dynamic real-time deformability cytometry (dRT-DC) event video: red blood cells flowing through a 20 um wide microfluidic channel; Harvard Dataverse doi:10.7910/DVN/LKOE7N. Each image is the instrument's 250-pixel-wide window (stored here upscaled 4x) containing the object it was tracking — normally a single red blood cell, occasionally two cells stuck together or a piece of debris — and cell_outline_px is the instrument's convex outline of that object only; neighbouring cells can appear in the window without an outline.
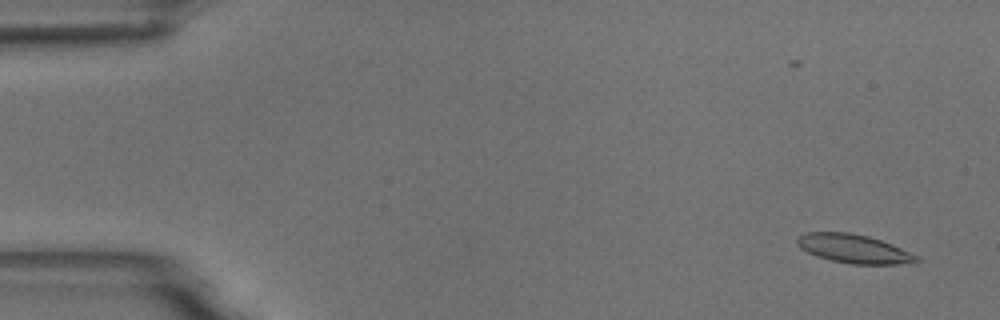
{"species": "common noctule bat (a hibernating species)", "species_latin": "Nyctalus noctula", "temperature_condition": "room temperature", "stored_images_in_passage": 8, "camera_frame_rate_fps": 3000, "um_per_image_px": 0.085, "animal": {"sex": "male", "body_mass_g": 18.8}, "frame": {"image": 1, "passage_image": 1, "time_ms": 0.0, "image_size_px": [1000, 320], "cell_outline_px": [[920, 264], [848, 264], [816, 256], [800, 248], [796, 244], [796, 240], [800, 236], [808, 232], [848, 232], [868, 236], [892, 244], [920, 256]], "centroid_in_image_um": [72.65, 21.16], "position_along_channel_um": 12.4, "area_um2": 20.23}}
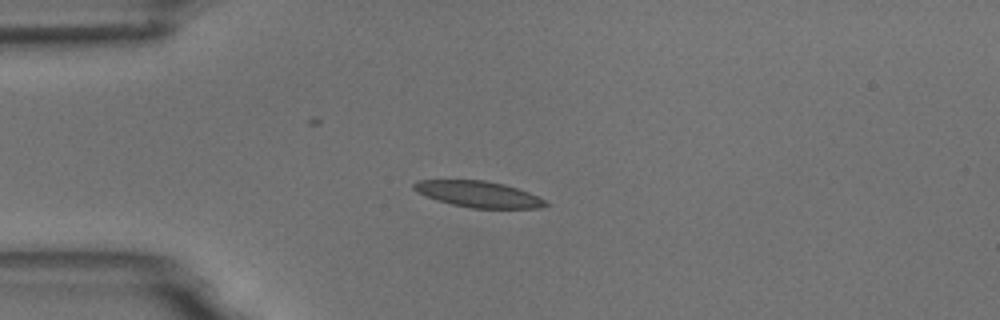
{"frame": {"image": 2, "passage_image": 4, "time_ms": 3.667, "image_size_px": [1000, 320], "cell_outline_px": [[548, 204], [540, 208], [472, 208], [452, 204], [436, 200], [416, 192], [412, 188], [412, 184], [416, 180], [484, 180], [504, 184], [528, 192], [544, 200]], "centroid_in_image_um": [40.6, 16.5], "position_along_channel_um": 44.4, "area_um2": 19.94}}